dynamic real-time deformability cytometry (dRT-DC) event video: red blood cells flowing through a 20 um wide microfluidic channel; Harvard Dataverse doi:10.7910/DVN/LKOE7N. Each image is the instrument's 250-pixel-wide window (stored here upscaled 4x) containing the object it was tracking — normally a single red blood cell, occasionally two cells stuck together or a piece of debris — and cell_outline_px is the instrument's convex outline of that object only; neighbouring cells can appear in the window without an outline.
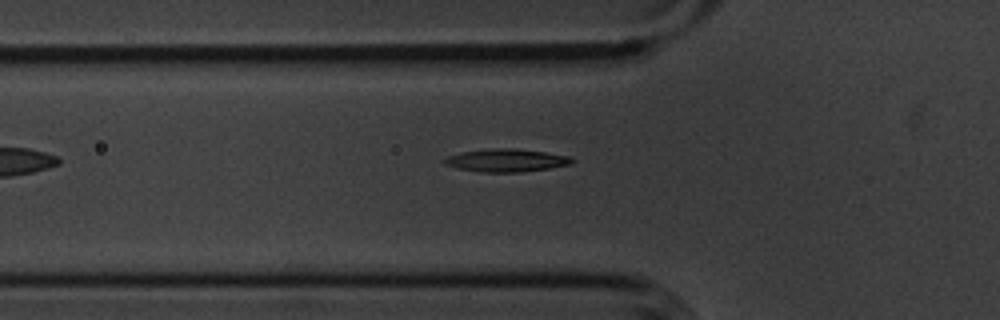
{"species": "common noctule bat (a hibernating species)", "species_latin": "Nyctalus noctula", "temperature_condition": "cold", "stored_images_in_passage": 36, "camera_frame_rate_fps": 3000, "um_per_image_px": 0.085, "animal": {"sex": "male", "body_mass_g": 20.1, "forearm_length_mm": 53.5}, "frame": {"image": 1, "passage_image": 2, "time_ms": 0.333, "image_size_px": [1000, 320], "cell_outline_px": [[572, 164], [548, 168], [520, 172], [480, 172], [460, 168], [444, 164], [440, 160], [448, 156], [464, 152], [492, 148], [516, 148], [572, 156]], "centroid_in_image_um": [43.04, 13.62], "position_along_channel_um": 82.8, "area_um2": 16.88}}
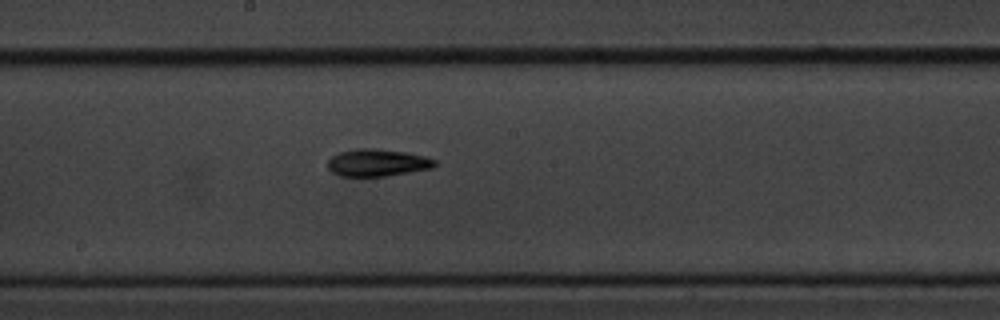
{"frame": {"image": 2, "passage_image": 13, "time_ms": 4.0, "image_size_px": [1000, 320], "cell_outline_px": [[436, 164], [432, 168], [384, 176], [340, 176], [332, 172], [328, 168], [328, 160], [332, 156], [340, 152], [356, 148], [376, 148], [408, 152], [424, 156], [436, 160]], "centroid_in_image_um": [32.06, 13.81], "position_along_channel_um": 216.1, "area_um2": 16.99}}
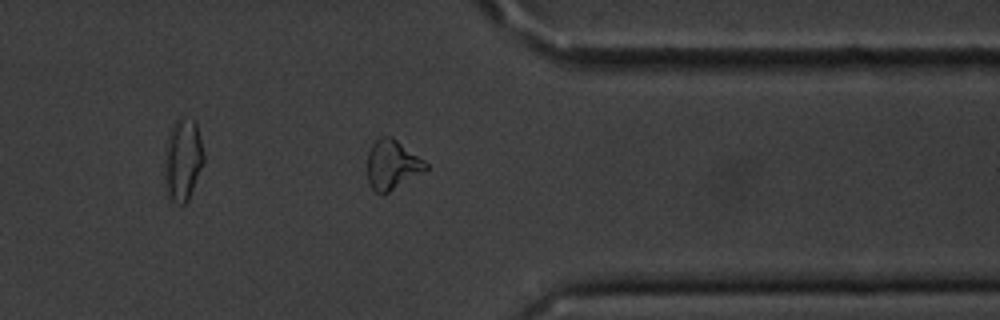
{"frame": {"image": 3, "passage_image": 27, "time_ms": 8.667, "image_size_px": [1000, 320], "cell_outline_px": [[428, 168], [424, 172], [388, 192], [380, 196], [368, 184], [368, 152], [372, 144], [380, 136], [392, 136], [424, 160], [428, 164]], "centroid_in_image_um": [33.33, 14.01], "position_along_channel_um": 378.1, "area_um2": 16.88}}